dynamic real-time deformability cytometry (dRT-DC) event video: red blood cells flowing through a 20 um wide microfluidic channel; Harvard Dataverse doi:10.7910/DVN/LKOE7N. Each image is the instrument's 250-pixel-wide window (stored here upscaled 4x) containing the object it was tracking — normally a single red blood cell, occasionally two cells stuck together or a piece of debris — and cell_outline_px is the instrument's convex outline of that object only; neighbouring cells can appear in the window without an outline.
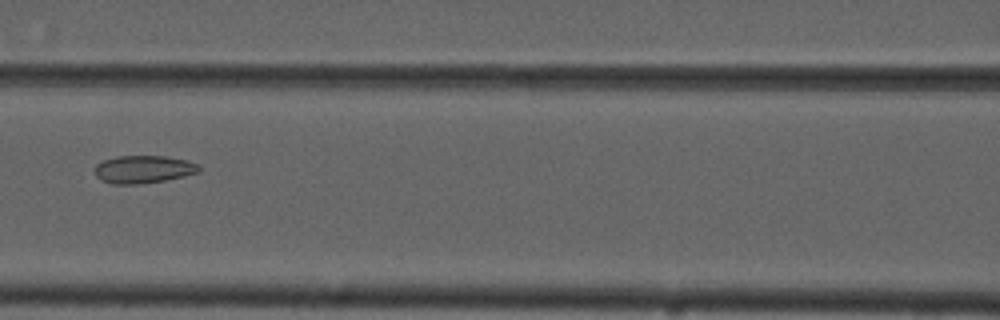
{"species": "common noctule bat (a hibernating species)", "species_latin": "Nyctalus noctula", "temperature_condition": "cold", "stored_images_in_passage": 3, "camera_frame_rate_fps": 3000, "um_per_image_px": 0.085, "animal": {"sex": "male", "forearm_length_mm": 52.5}, "frame": {"image": 1, "passage_image": 3, "time_ms": 2.333, "image_size_px": [1000, 320], "cell_outline_px": [[200, 172], [184, 176], [164, 180], [136, 184], [112, 184], [100, 180], [96, 176], [96, 164], [104, 160], [116, 156], [164, 156], [184, 160], [200, 164]], "centroid_in_image_um": [12.19, 14.39], "position_along_channel_um": 154.4, "area_um2": 16.76}}